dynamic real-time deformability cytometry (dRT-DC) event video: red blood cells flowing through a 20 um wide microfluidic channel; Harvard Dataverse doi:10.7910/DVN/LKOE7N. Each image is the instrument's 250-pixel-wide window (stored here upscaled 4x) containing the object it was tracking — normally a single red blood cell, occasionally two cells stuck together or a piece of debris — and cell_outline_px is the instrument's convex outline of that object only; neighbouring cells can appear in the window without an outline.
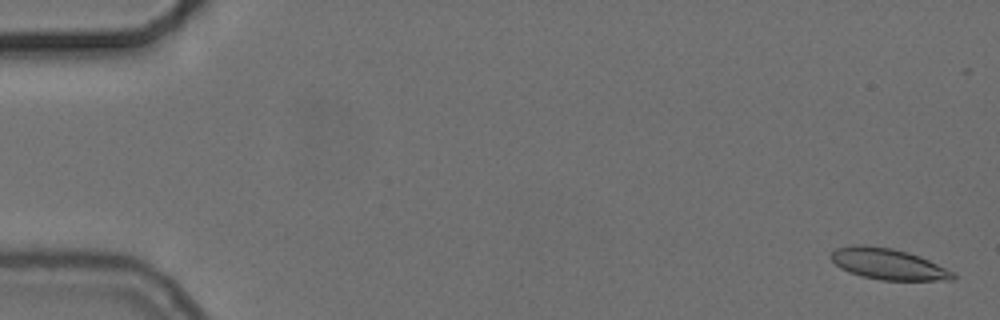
{"species": "common noctule bat (a hibernating species)", "species_latin": "Nyctalus noctula", "temperature_condition": "cold", "stored_images_in_passage": 45, "camera_frame_rate_fps": 3000, "um_per_image_px": 0.085, "animal": {"sex": "female", "body_mass_g": 24.6, "forearm_length_mm": 56.2}, "frame": {"image": 1, "passage_image": 2, "time_ms": 0.333, "image_size_px": [1000, 320], "cell_outline_px": [[956, 276], [952, 280], [880, 280], [860, 276], [848, 272], [840, 268], [828, 256], [836, 248], [856, 244], [864, 244], [892, 248], [908, 252], [920, 256], [952, 272]], "centroid_in_image_um": [75.42, 22.43], "position_along_channel_um": 9.6, "area_um2": 22.08}}
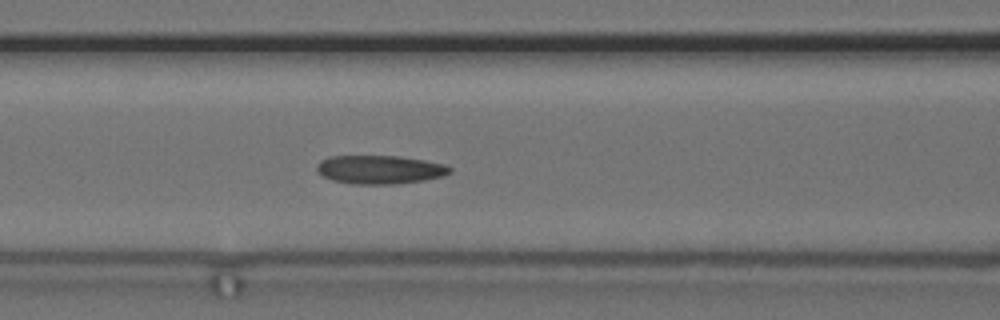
{"frame": {"image": 2, "passage_image": 24, "time_ms": 7.667, "image_size_px": [1000, 320], "cell_outline_px": [[452, 172], [444, 176], [424, 180], [396, 184], [352, 184], [332, 180], [316, 172], [316, 164], [320, 160], [328, 156], [400, 156], [424, 160], [444, 164], [452, 168]], "centroid_in_image_um": [32.27, 14.41], "position_along_channel_um": 134.3, "area_um2": 22.37}}
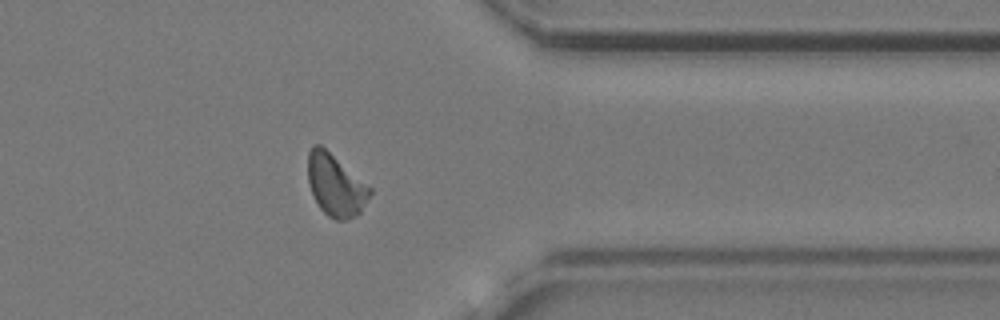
{"frame": {"image": 3, "passage_image": 45, "time_ms": 14.667, "image_size_px": [1000, 320], "cell_outline_px": [[372, 192], [360, 212], [356, 216], [348, 220], [336, 220], [328, 216], [320, 208], [308, 184], [308, 152], [312, 144], [320, 144], [372, 188]], "centroid_in_image_um": [28.52, 15.74], "position_along_channel_um": 382.9, "area_um2": 22.25}, "authors_computed_cell_mechanics": {"area_um2": 22.0796, "velocity_mm_per_s": 3.6996, "shape_relaxation_time_tau1_ms": null, "shape_relaxation_time_tau2_ms": 2.9386, "deformation_change_tau1": null, "deformation_change_tau2": 0.0951}}